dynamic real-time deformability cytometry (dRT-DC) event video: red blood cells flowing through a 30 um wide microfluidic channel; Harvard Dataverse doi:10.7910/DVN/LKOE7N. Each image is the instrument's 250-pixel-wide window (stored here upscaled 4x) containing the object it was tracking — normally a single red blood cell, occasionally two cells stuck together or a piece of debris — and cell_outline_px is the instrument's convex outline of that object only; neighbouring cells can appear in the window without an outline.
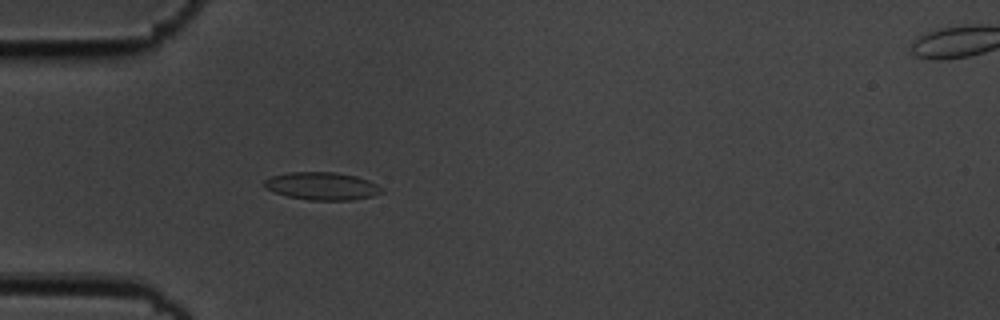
{"species": "common noctule bat (a hibernating species)", "species_latin": "Nyctalus noctula", "temperature_condition": "cold", "stored_images_in_passage": 5, "segment_of_instrument_passage": [1, 2], "camera_frame_rate_fps": 3000, "um_per_image_px": 0.085, "animal": {"sex": "male", "body_mass_g": 19.5, "forearm_length_mm": 54.6}, "frame": {"image": 1, "passage_image": 4, "time_ms": 1.0, "image_size_px": [1000, 320], "cell_outline_px": [[384, 192], [372, 196], [352, 200], [308, 200], [288, 196], [264, 188], [264, 180], [272, 176], [288, 172], [336, 172], [356, 176], [368, 180], [384, 188]], "centroid_in_image_um": [27.39, 15.81], "position_along_channel_um": 57.6, "area_um2": 19.02}}